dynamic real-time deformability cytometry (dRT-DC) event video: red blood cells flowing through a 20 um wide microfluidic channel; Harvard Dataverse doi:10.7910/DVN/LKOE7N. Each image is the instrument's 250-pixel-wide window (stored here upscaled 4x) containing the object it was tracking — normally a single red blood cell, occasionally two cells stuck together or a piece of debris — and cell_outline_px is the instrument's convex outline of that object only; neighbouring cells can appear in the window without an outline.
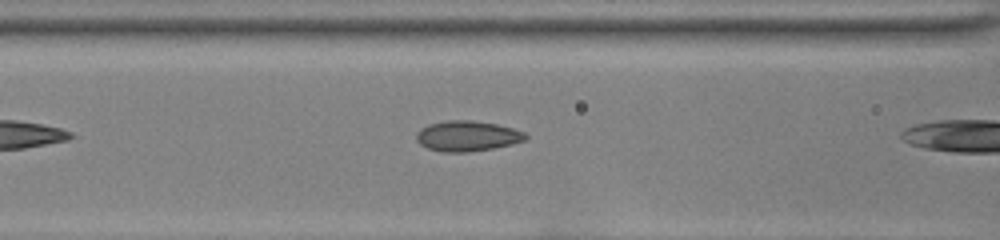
{"species": "common noctule bat (a hibernating species)", "species_latin": "Nyctalus noctula", "temperature_condition": "room temperature", "stored_images_in_passage": 6, "camera_frame_rate_fps": 3000, "um_per_image_px": 0.085, "animal": {"sex": "female", "body_mass_g": 22.0, "forearm_length_mm": 56.7}, "frame": {"image": 1, "passage_image": 5, "time_ms": 1.333, "image_size_px": [1000, 240], "cell_outline_px": [[528, 136], [524, 140], [512, 144], [492, 148], [468, 152], [444, 152], [428, 148], [420, 144], [416, 140], [416, 132], [420, 128], [428, 124], [448, 120], [472, 120], [496, 124], [512, 128], [524, 132]], "centroid_in_image_um": [39.68, 11.55], "position_along_channel_um": 126.9, "area_um2": 19.31}}